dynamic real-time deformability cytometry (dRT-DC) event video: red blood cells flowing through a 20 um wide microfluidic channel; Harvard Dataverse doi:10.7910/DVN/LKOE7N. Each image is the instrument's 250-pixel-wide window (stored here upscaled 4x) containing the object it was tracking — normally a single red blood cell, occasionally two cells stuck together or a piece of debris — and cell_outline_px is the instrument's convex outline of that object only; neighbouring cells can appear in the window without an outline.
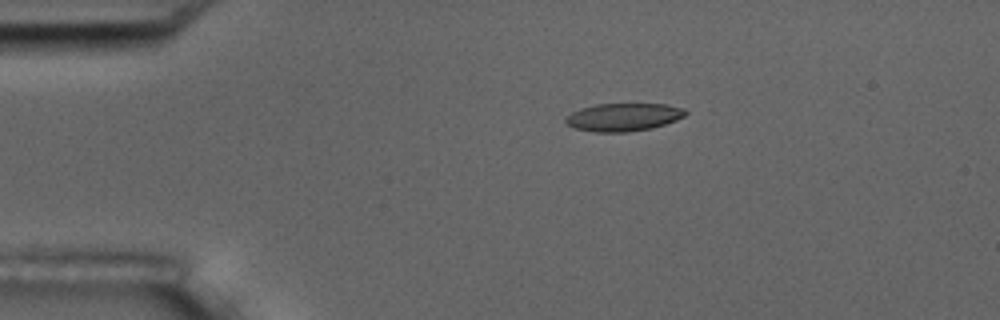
{"species": "common noctule bat (a hibernating species)", "species_latin": "Nyctalus noctula", "temperature_condition": "room temperature", "stored_images_in_passage": 5, "camera_frame_rate_fps": 3000, "um_per_image_px": 0.085, "animal": {"sex": "male", "body_mass_g": 17.5, "forearm_length_mm": 52.3}, "frame": {"image": 1, "passage_image": 1, "time_ms": 0.0, "image_size_px": [1000, 320], "cell_outline_px": [[688, 112], [684, 116], [676, 120], [652, 128], [628, 132], [592, 132], [572, 128], [564, 120], [572, 112], [580, 108], [596, 104], [664, 104], [684, 108]], "centroid_in_image_um": [52.98, 9.96], "position_along_channel_um": 32.0, "area_um2": 19.54}}
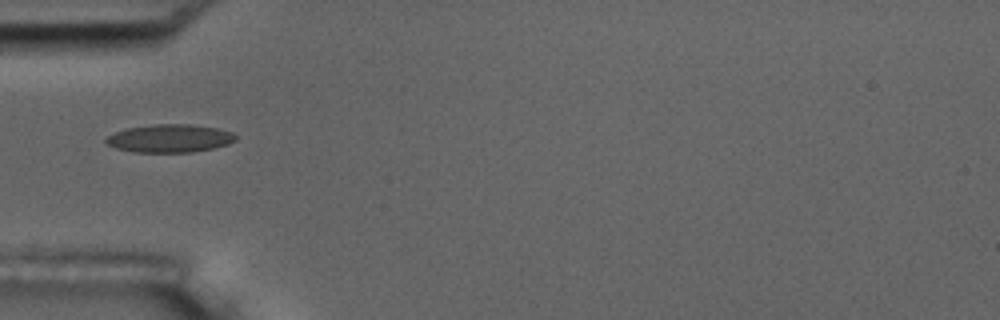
{"frame": {"image": 2, "passage_image": 3, "time_ms": 2.333, "image_size_px": [1000, 320], "cell_outline_px": [[236, 140], [228, 144], [212, 148], [192, 152], [132, 152], [116, 148], [108, 144], [104, 140], [108, 136], [116, 132], [128, 128], [152, 124], [192, 124], [216, 128], [232, 132], [236, 136]], "centroid_in_image_um": [14.43, 11.76], "position_along_channel_um": 70.6, "area_um2": 21.1}}